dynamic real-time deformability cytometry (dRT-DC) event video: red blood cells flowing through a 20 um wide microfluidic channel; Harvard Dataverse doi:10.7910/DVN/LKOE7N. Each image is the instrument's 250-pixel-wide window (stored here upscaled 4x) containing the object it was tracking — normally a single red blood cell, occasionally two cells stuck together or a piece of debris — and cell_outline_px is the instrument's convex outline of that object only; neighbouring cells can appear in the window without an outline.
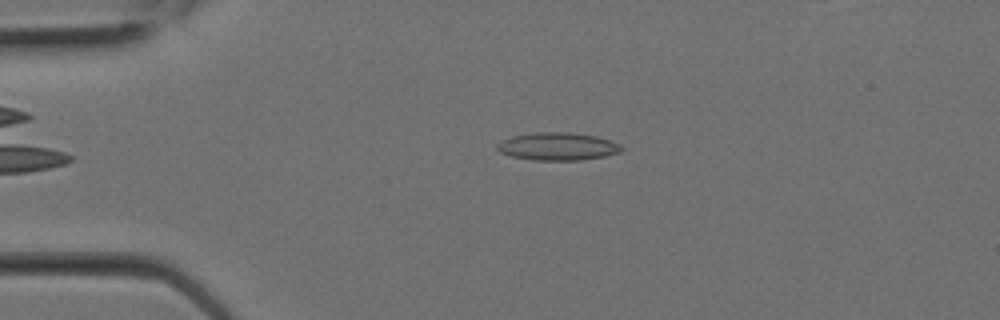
{"species": "Egyptian fruit bat (a non-hibernating species)", "species_latin": "Rousettus aegyptiacus", "temperature_condition": "room temperature", "stored_images_in_passage": 3, "camera_frame_rate_fps": 3000, "um_per_image_px": 0.085, "animal": {"sex": "female"}, "frame": {"image": 1, "passage_image": 3, "time_ms": 0.667, "image_size_px": [1000, 320], "cell_outline_px": [[624, 148], [620, 152], [604, 156], [584, 160], [532, 160], [512, 156], [500, 152], [496, 148], [496, 144], [500, 140], [512, 136], [532, 132], [568, 132], [596, 136], [612, 140], [620, 144]], "centroid_in_image_um": [47.4, 12.44], "position_along_channel_um": 37.6, "area_um2": 20.35}}